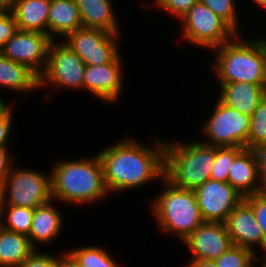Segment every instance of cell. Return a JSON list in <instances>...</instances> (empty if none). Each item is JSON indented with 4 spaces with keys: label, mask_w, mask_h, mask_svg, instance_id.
Returning <instances> with one entry per match:
<instances>
[{
    "label": "cell",
    "mask_w": 266,
    "mask_h": 267,
    "mask_svg": "<svg viewBox=\"0 0 266 267\" xmlns=\"http://www.w3.org/2000/svg\"><path fill=\"white\" fill-rule=\"evenodd\" d=\"M126 137L97 152L110 195L139 189L164 178L166 140L155 137L152 145L147 146Z\"/></svg>",
    "instance_id": "obj_1"
},
{
    "label": "cell",
    "mask_w": 266,
    "mask_h": 267,
    "mask_svg": "<svg viewBox=\"0 0 266 267\" xmlns=\"http://www.w3.org/2000/svg\"><path fill=\"white\" fill-rule=\"evenodd\" d=\"M52 199L64 205L93 204L109 196L96 154L90 158L59 160L51 168Z\"/></svg>",
    "instance_id": "obj_2"
},
{
    "label": "cell",
    "mask_w": 266,
    "mask_h": 267,
    "mask_svg": "<svg viewBox=\"0 0 266 267\" xmlns=\"http://www.w3.org/2000/svg\"><path fill=\"white\" fill-rule=\"evenodd\" d=\"M242 37V34H237L212 50H215V61H212L210 69L219 86L235 82L266 84V37L251 40Z\"/></svg>",
    "instance_id": "obj_3"
},
{
    "label": "cell",
    "mask_w": 266,
    "mask_h": 267,
    "mask_svg": "<svg viewBox=\"0 0 266 267\" xmlns=\"http://www.w3.org/2000/svg\"><path fill=\"white\" fill-rule=\"evenodd\" d=\"M160 182L164 189L149 202V208L155 216L158 230L183 241L204 222L195 192L177 187L165 177Z\"/></svg>",
    "instance_id": "obj_4"
},
{
    "label": "cell",
    "mask_w": 266,
    "mask_h": 267,
    "mask_svg": "<svg viewBox=\"0 0 266 267\" xmlns=\"http://www.w3.org/2000/svg\"><path fill=\"white\" fill-rule=\"evenodd\" d=\"M173 142V143H172ZM215 162V147L199 140L165 142L164 177L173 185L194 190L210 179Z\"/></svg>",
    "instance_id": "obj_5"
},
{
    "label": "cell",
    "mask_w": 266,
    "mask_h": 267,
    "mask_svg": "<svg viewBox=\"0 0 266 267\" xmlns=\"http://www.w3.org/2000/svg\"><path fill=\"white\" fill-rule=\"evenodd\" d=\"M183 41L210 50L232 40L238 33L204 3L198 1L180 18Z\"/></svg>",
    "instance_id": "obj_6"
},
{
    "label": "cell",
    "mask_w": 266,
    "mask_h": 267,
    "mask_svg": "<svg viewBox=\"0 0 266 267\" xmlns=\"http://www.w3.org/2000/svg\"><path fill=\"white\" fill-rule=\"evenodd\" d=\"M213 107L200 128L206 141L200 142L214 147L248 148L251 116L227 106L219 98Z\"/></svg>",
    "instance_id": "obj_7"
},
{
    "label": "cell",
    "mask_w": 266,
    "mask_h": 267,
    "mask_svg": "<svg viewBox=\"0 0 266 267\" xmlns=\"http://www.w3.org/2000/svg\"><path fill=\"white\" fill-rule=\"evenodd\" d=\"M50 201L51 173L14 163L3 183V205L36 208Z\"/></svg>",
    "instance_id": "obj_8"
},
{
    "label": "cell",
    "mask_w": 266,
    "mask_h": 267,
    "mask_svg": "<svg viewBox=\"0 0 266 267\" xmlns=\"http://www.w3.org/2000/svg\"><path fill=\"white\" fill-rule=\"evenodd\" d=\"M85 63L63 41L52 40L48 49L47 65L39 77V88L51 86L83 91Z\"/></svg>",
    "instance_id": "obj_9"
},
{
    "label": "cell",
    "mask_w": 266,
    "mask_h": 267,
    "mask_svg": "<svg viewBox=\"0 0 266 267\" xmlns=\"http://www.w3.org/2000/svg\"><path fill=\"white\" fill-rule=\"evenodd\" d=\"M120 35L101 29L81 27L69 33L62 41L85 65H103L112 62L121 53Z\"/></svg>",
    "instance_id": "obj_10"
},
{
    "label": "cell",
    "mask_w": 266,
    "mask_h": 267,
    "mask_svg": "<svg viewBox=\"0 0 266 267\" xmlns=\"http://www.w3.org/2000/svg\"><path fill=\"white\" fill-rule=\"evenodd\" d=\"M51 42L52 39L46 34L18 30L0 49V54L27 66L40 77L47 65Z\"/></svg>",
    "instance_id": "obj_11"
},
{
    "label": "cell",
    "mask_w": 266,
    "mask_h": 267,
    "mask_svg": "<svg viewBox=\"0 0 266 267\" xmlns=\"http://www.w3.org/2000/svg\"><path fill=\"white\" fill-rule=\"evenodd\" d=\"M121 53L110 63L86 65L83 74V91L104 103H115L123 94L124 57ZM124 81V83H123Z\"/></svg>",
    "instance_id": "obj_12"
},
{
    "label": "cell",
    "mask_w": 266,
    "mask_h": 267,
    "mask_svg": "<svg viewBox=\"0 0 266 267\" xmlns=\"http://www.w3.org/2000/svg\"><path fill=\"white\" fill-rule=\"evenodd\" d=\"M197 204L204 221L225 222L243 196L229 183L209 179L194 189Z\"/></svg>",
    "instance_id": "obj_13"
},
{
    "label": "cell",
    "mask_w": 266,
    "mask_h": 267,
    "mask_svg": "<svg viewBox=\"0 0 266 267\" xmlns=\"http://www.w3.org/2000/svg\"><path fill=\"white\" fill-rule=\"evenodd\" d=\"M181 243L192 260H215L233 245L225 223L212 221H204Z\"/></svg>",
    "instance_id": "obj_14"
},
{
    "label": "cell",
    "mask_w": 266,
    "mask_h": 267,
    "mask_svg": "<svg viewBox=\"0 0 266 267\" xmlns=\"http://www.w3.org/2000/svg\"><path fill=\"white\" fill-rule=\"evenodd\" d=\"M224 223L233 245L248 248L256 254L260 253L261 250L264 254L262 229L255 219L250 204L244 198L233 209ZM255 248L258 249L255 250Z\"/></svg>",
    "instance_id": "obj_15"
},
{
    "label": "cell",
    "mask_w": 266,
    "mask_h": 267,
    "mask_svg": "<svg viewBox=\"0 0 266 267\" xmlns=\"http://www.w3.org/2000/svg\"><path fill=\"white\" fill-rule=\"evenodd\" d=\"M54 202L55 200L52 199V201L34 208L33 220L28 237L30 244L35 249H38L37 246L39 245L42 246L44 244L47 246V244H51V241L53 242V240L58 239L57 237L64 230L63 222L65 221L61 214L63 212L54 207Z\"/></svg>",
    "instance_id": "obj_16"
},
{
    "label": "cell",
    "mask_w": 266,
    "mask_h": 267,
    "mask_svg": "<svg viewBox=\"0 0 266 267\" xmlns=\"http://www.w3.org/2000/svg\"><path fill=\"white\" fill-rule=\"evenodd\" d=\"M265 95L266 84L235 82L222 84L218 98L240 113L252 116Z\"/></svg>",
    "instance_id": "obj_17"
},
{
    "label": "cell",
    "mask_w": 266,
    "mask_h": 267,
    "mask_svg": "<svg viewBox=\"0 0 266 267\" xmlns=\"http://www.w3.org/2000/svg\"><path fill=\"white\" fill-rule=\"evenodd\" d=\"M227 183L243 197L264 191L258 167L250 149L245 148L235 158L229 170Z\"/></svg>",
    "instance_id": "obj_18"
},
{
    "label": "cell",
    "mask_w": 266,
    "mask_h": 267,
    "mask_svg": "<svg viewBox=\"0 0 266 267\" xmlns=\"http://www.w3.org/2000/svg\"><path fill=\"white\" fill-rule=\"evenodd\" d=\"M112 0H75L83 27L120 34Z\"/></svg>",
    "instance_id": "obj_19"
},
{
    "label": "cell",
    "mask_w": 266,
    "mask_h": 267,
    "mask_svg": "<svg viewBox=\"0 0 266 267\" xmlns=\"http://www.w3.org/2000/svg\"><path fill=\"white\" fill-rule=\"evenodd\" d=\"M50 0H15L11 13L18 30L48 35Z\"/></svg>",
    "instance_id": "obj_20"
},
{
    "label": "cell",
    "mask_w": 266,
    "mask_h": 267,
    "mask_svg": "<svg viewBox=\"0 0 266 267\" xmlns=\"http://www.w3.org/2000/svg\"><path fill=\"white\" fill-rule=\"evenodd\" d=\"M81 27L83 25L75 0H50L48 36L52 40H64L69 33Z\"/></svg>",
    "instance_id": "obj_21"
},
{
    "label": "cell",
    "mask_w": 266,
    "mask_h": 267,
    "mask_svg": "<svg viewBox=\"0 0 266 267\" xmlns=\"http://www.w3.org/2000/svg\"><path fill=\"white\" fill-rule=\"evenodd\" d=\"M0 87L12 92L31 94L40 89L39 77L27 66L0 54Z\"/></svg>",
    "instance_id": "obj_22"
},
{
    "label": "cell",
    "mask_w": 266,
    "mask_h": 267,
    "mask_svg": "<svg viewBox=\"0 0 266 267\" xmlns=\"http://www.w3.org/2000/svg\"><path fill=\"white\" fill-rule=\"evenodd\" d=\"M34 251L28 236L1 227L0 267H19Z\"/></svg>",
    "instance_id": "obj_23"
},
{
    "label": "cell",
    "mask_w": 266,
    "mask_h": 267,
    "mask_svg": "<svg viewBox=\"0 0 266 267\" xmlns=\"http://www.w3.org/2000/svg\"><path fill=\"white\" fill-rule=\"evenodd\" d=\"M65 253L79 267H121L112 257L111 252L99 245H85L78 248L69 249Z\"/></svg>",
    "instance_id": "obj_24"
},
{
    "label": "cell",
    "mask_w": 266,
    "mask_h": 267,
    "mask_svg": "<svg viewBox=\"0 0 266 267\" xmlns=\"http://www.w3.org/2000/svg\"><path fill=\"white\" fill-rule=\"evenodd\" d=\"M34 208L3 205L0 217L2 227L28 236L33 220Z\"/></svg>",
    "instance_id": "obj_25"
},
{
    "label": "cell",
    "mask_w": 266,
    "mask_h": 267,
    "mask_svg": "<svg viewBox=\"0 0 266 267\" xmlns=\"http://www.w3.org/2000/svg\"><path fill=\"white\" fill-rule=\"evenodd\" d=\"M244 147H215V162L210 179L227 183L229 170Z\"/></svg>",
    "instance_id": "obj_26"
},
{
    "label": "cell",
    "mask_w": 266,
    "mask_h": 267,
    "mask_svg": "<svg viewBox=\"0 0 266 267\" xmlns=\"http://www.w3.org/2000/svg\"><path fill=\"white\" fill-rule=\"evenodd\" d=\"M255 256L248 248L232 245L214 261L217 267H253Z\"/></svg>",
    "instance_id": "obj_27"
},
{
    "label": "cell",
    "mask_w": 266,
    "mask_h": 267,
    "mask_svg": "<svg viewBox=\"0 0 266 267\" xmlns=\"http://www.w3.org/2000/svg\"><path fill=\"white\" fill-rule=\"evenodd\" d=\"M266 144V95L251 116L248 149Z\"/></svg>",
    "instance_id": "obj_28"
},
{
    "label": "cell",
    "mask_w": 266,
    "mask_h": 267,
    "mask_svg": "<svg viewBox=\"0 0 266 267\" xmlns=\"http://www.w3.org/2000/svg\"><path fill=\"white\" fill-rule=\"evenodd\" d=\"M211 9L216 15L225 20L238 34H241V25L238 18L236 0H199Z\"/></svg>",
    "instance_id": "obj_29"
},
{
    "label": "cell",
    "mask_w": 266,
    "mask_h": 267,
    "mask_svg": "<svg viewBox=\"0 0 266 267\" xmlns=\"http://www.w3.org/2000/svg\"><path fill=\"white\" fill-rule=\"evenodd\" d=\"M250 204L255 219L264 236V254H266V191L244 197Z\"/></svg>",
    "instance_id": "obj_30"
},
{
    "label": "cell",
    "mask_w": 266,
    "mask_h": 267,
    "mask_svg": "<svg viewBox=\"0 0 266 267\" xmlns=\"http://www.w3.org/2000/svg\"><path fill=\"white\" fill-rule=\"evenodd\" d=\"M62 256V254L53 256L48 252L43 253L38 251V249H35V251L24 260L19 267H58Z\"/></svg>",
    "instance_id": "obj_31"
},
{
    "label": "cell",
    "mask_w": 266,
    "mask_h": 267,
    "mask_svg": "<svg viewBox=\"0 0 266 267\" xmlns=\"http://www.w3.org/2000/svg\"><path fill=\"white\" fill-rule=\"evenodd\" d=\"M17 31V23L11 10H0V49Z\"/></svg>",
    "instance_id": "obj_32"
},
{
    "label": "cell",
    "mask_w": 266,
    "mask_h": 267,
    "mask_svg": "<svg viewBox=\"0 0 266 267\" xmlns=\"http://www.w3.org/2000/svg\"><path fill=\"white\" fill-rule=\"evenodd\" d=\"M199 0H164L161 8L159 9L174 16L177 20L184 16L190 8Z\"/></svg>",
    "instance_id": "obj_33"
},
{
    "label": "cell",
    "mask_w": 266,
    "mask_h": 267,
    "mask_svg": "<svg viewBox=\"0 0 266 267\" xmlns=\"http://www.w3.org/2000/svg\"><path fill=\"white\" fill-rule=\"evenodd\" d=\"M14 108H12L2 119H0V148H10V141H12ZM12 132V133H11ZM12 135V136H11ZM11 138V139H10Z\"/></svg>",
    "instance_id": "obj_34"
},
{
    "label": "cell",
    "mask_w": 266,
    "mask_h": 267,
    "mask_svg": "<svg viewBox=\"0 0 266 267\" xmlns=\"http://www.w3.org/2000/svg\"><path fill=\"white\" fill-rule=\"evenodd\" d=\"M250 150L254 155L263 189L266 191V144L254 146Z\"/></svg>",
    "instance_id": "obj_35"
},
{
    "label": "cell",
    "mask_w": 266,
    "mask_h": 267,
    "mask_svg": "<svg viewBox=\"0 0 266 267\" xmlns=\"http://www.w3.org/2000/svg\"><path fill=\"white\" fill-rule=\"evenodd\" d=\"M9 148H0V183H4L15 160L14 154Z\"/></svg>",
    "instance_id": "obj_36"
},
{
    "label": "cell",
    "mask_w": 266,
    "mask_h": 267,
    "mask_svg": "<svg viewBox=\"0 0 266 267\" xmlns=\"http://www.w3.org/2000/svg\"><path fill=\"white\" fill-rule=\"evenodd\" d=\"M184 267H217L214 260H191Z\"/></svg>",
    "instance_id": "obj_37"
},
{
    "label": "cell",
    "mask_w": 266,
    "mask_h": 267,
    "mask_svg": "<svg viewBox=\"0 0 266 267\" xmlns=\"http://www.w3.org/2000/svg\"><path fill=\"white\" fill-rule=\"evenodd\" d=\"M13 108V103H8L0 97V119H2L11 109Z\"/></svg>",
    "instance_id": "obj_38"
},
{
    "label": "cell",
    "mask_w": 266,
    "mask_h": 267,
    "mask_svg": "<svg viewBox=\"0 0 266 267\" xmlns=\"http://www.w3.org/2000/svg\"><path fill=\"white\" fill-rule=\"evenodd\" d=\"M58 267H79L66 253L60 258Z\"/></svg>",
    "instance_id": "obj_39"
},
{
    "label": "cell",
    "mask_w": 266,
    "mask_h": 267,
    "mask_svg": "<svg viewBox=\"0 0 266 267\" xmlns=\"http://www.w3.org/2000/svg\"><path fill=\"white\" fill-rule=\"evenodd\" d=\"M15 0H0V10H12Z\"/></svg>",
    "instance_id": "obj_40"
},
{
    "label": "cell",
    "mask_w": 266,
    "mask_h": 267,
    "mask_svg": "<svg viewBox=\"0 0 266 267\" xmlns=\"http://www.w3.org/2000/svg\"><path fill=\"white\" fill-rule=\"evenodd\" d=\"M264 255V256H263ZM260 255L262 258L259 259L255 256L254 262H253V267H256L255 264H261L259 267H266V254ZM262 262V263H261Z\"/></svg>",
    "instance_id": "obj_41"
},
{
    "label": "cell",
    "mask_w": 266,
    "mask_h": 267,
    "mask_svg": "<svg viewBox=\"0 0 266 267\" xmlns=\"http://www.w3.org/2000/svg\"><path fill=\"white\" fill-rule=\"evenodd\" d=\"M252 3H256L259 8L261 7L262 9L266 10V0H252Z\"/></svg>",
    "instance_id": "obj_42"
},
{
    "label": "cell",
    "mask_w": 266,
    "mask_h": 267,
    "mask_svg": "<svg viewBox=\"0 0 266 267\" xmlns=\"http://www.w3.org/2000/svg\"><path fill=\"white\" fill-rule=\"evenodd\" d=\"M3 207V184L0 183V212Z\"/></svg>",
    "instance_id": "obj_43"
},
{
    "label": "cell",
    "mask_w": 266,
    "mask_h": 267,
    "mask_svg": "<svg viewBox=\"0 0 266 267\" xmlns=\"http://www.w3.org/2000/svg\"><path fill=\"white\" fill-rule=\"evenodd\" d=\"M152 1H153L152 2L153 6L157 7L158 9H160L164 0H152Z\"/></svg>",
    "instance_id": "obj_44"
}]
</instances>
